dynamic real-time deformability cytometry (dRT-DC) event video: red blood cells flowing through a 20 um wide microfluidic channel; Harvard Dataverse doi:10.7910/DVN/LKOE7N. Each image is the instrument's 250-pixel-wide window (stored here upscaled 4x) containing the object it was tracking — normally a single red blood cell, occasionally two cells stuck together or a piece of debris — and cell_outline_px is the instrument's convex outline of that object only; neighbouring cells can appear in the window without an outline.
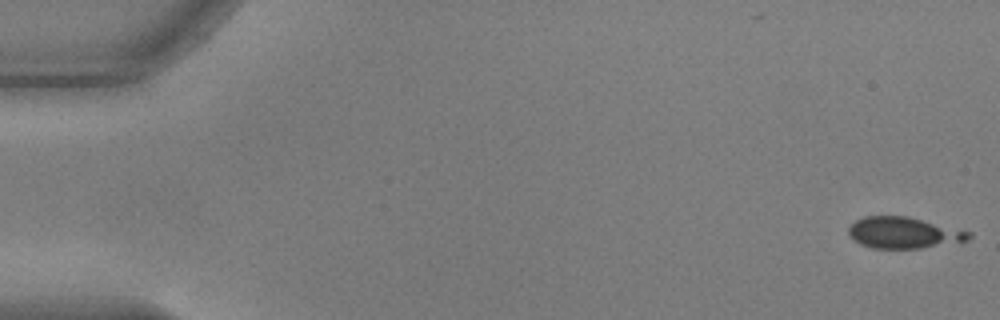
{"species": "common noctule bat (a hibernating species)", "species_latin": "Nyctalus noctula", "temperature_condition": "warm", "stored_images_in_passage": 4, "camera_frame_rate_fps": 3000, "um_per_image_px": 0.085, "animal": {"sex": "male", "body_mass_g": 17.9, "forearm_length_mm": 54.2}, "frame": {"image": 1, "passage_image": 1, "time_ms": 0.0, "image_size_px": [1000, 320], "cell_outline_px": [[972, 236], [968, 240], [920, 248], [872, 248], [860, 244], [852, 240], [848, 232], [848, 228], [856, 220], [864, 216], [908, 216], [972, 232]], "centroid_in_image_um": [76.78, 19.78], "position_along_channel_um": 8.2, "area_um2": 21.85}}